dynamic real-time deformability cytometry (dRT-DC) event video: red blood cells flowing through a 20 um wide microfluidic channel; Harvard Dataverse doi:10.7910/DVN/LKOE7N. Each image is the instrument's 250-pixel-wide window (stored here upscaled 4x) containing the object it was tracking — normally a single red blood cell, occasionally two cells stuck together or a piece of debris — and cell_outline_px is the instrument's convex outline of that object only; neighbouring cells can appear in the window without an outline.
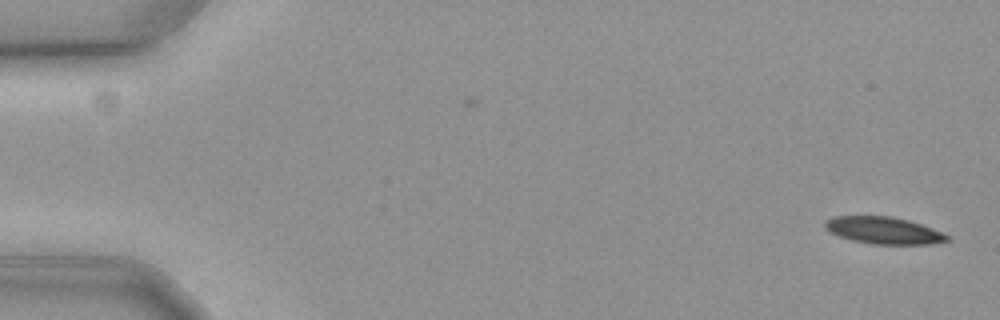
{"species": "common noctule bat (a hibernating species)", "species_latin": "Nyctalus noctula", "temperature_condition": "cold", "stored_images_in_passage": 59, "camera_frame_rate_fps": 3000, "um_per_image_px": 0.085, "animal": {"sex": "female", "body_mass_g": 19.3, "forearm_length_mm": 54.1}, "frame": {"image": 1, "passage_image": 1, "time_ms": 0.0, "image_size_px": [1000, 320], "cell_outline_px": [[948, 240], [928, 244], [872, 244], [852, 240], [840, 236], [824, 228], [824, 224], [828, 220], [836, 216], [892, 216], [908, 220], [920, 224], [940, 232], [948, 236]], "centroid_in_image_um": [75.08, 19.58], "position_along_channel_um": 9.9, "area_um2": 18.79}}
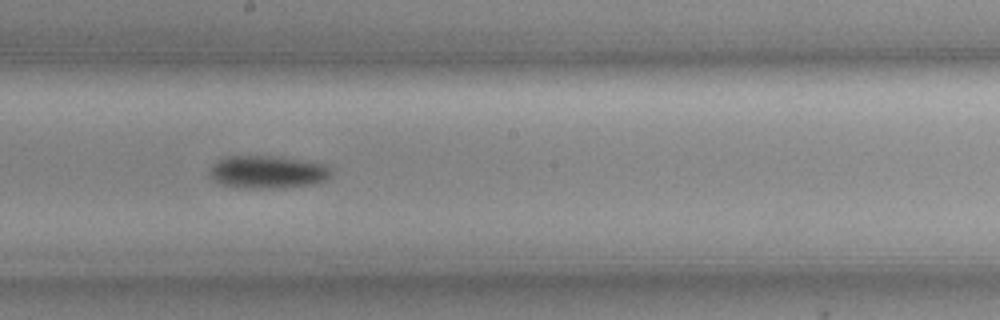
{"frame": {"image": 2, "passage_image": 32, "time_ms": 10.333, "image_size_px": [1000, 320], "cell_outline_px": [[332, 176], [316, 184], [284, 188], [236, 188], [220, 184], [212, 180], [208, 176], [208, 172], [212, 164], [216, 160], [224, 156], [272, 156], [320, 164], [328, 168], [332, 172]], "centroid_in_image_um": [22.63, 14.65], "position_along_channel_um": 225.6, "area_um2": 23.41}}
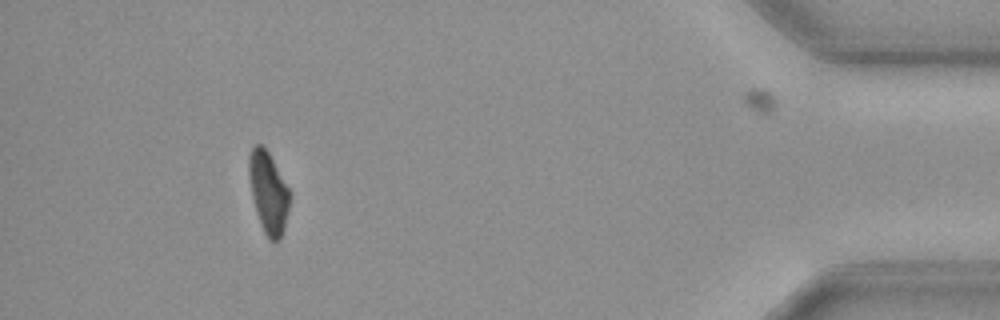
{"frame": {"image": 3, "passage_image": 53, "time_ms": 17.333, "image_size_px": [1000, 320], "cell_outline_px": [[292, 196], [284, 228], [280, 240], [276, 244], [268, 240], [260, 224], [256, 212], [252, 196], [248, 176], [248, 156], [252, 148], [256, 144], [260, 144], [268, 152], [292, 192]], "centroid_in_image_um": [22.83, 16.4], "position_along_channel_um": 412.4, "area_um2": 19.83}, "authors_computed_cell_mechanics": {"area_um2": 21.097, "velocity_mm_per_s": 3.5655, "shape_relaxation_time_tau1_ms": 5.3715, "shape_relaxation_time_tau2_ms": null, "deformation_change_tau1": 0.1225, "deformation_change_tau2": null}}